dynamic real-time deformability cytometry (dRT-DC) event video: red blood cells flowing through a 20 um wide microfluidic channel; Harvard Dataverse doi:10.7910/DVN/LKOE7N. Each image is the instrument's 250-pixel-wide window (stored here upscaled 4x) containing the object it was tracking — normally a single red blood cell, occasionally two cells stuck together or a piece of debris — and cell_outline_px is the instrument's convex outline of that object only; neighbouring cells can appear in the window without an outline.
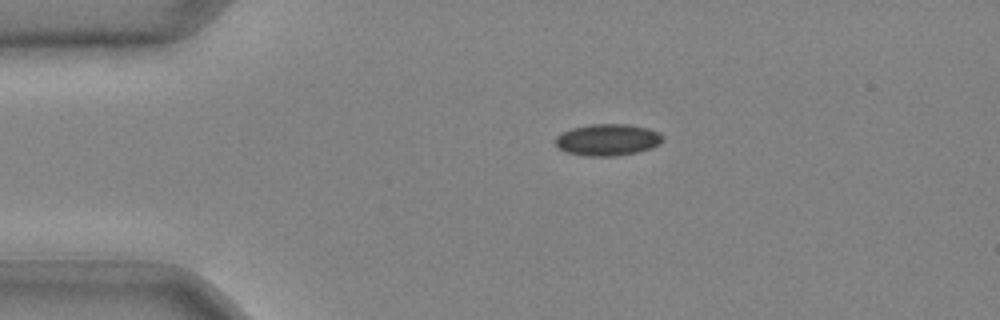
{"species": "common noctule bat (a hibernating species)", "species_latin": "Nyctalus noctula", "temperature_condition": "cold", "stored_images_in_passage": 33, "camera_frame_rate_fps": 3000, "um_per_image_px": 0.085, "animal": {"sex": "male", "body_mass_g": 20.4}, "frame": {"image": 1, "passage_image": 1, "time_ms": 0.0, "image_size_px": [1000, 320], "cell_outline_px": [[664, 140], [660, 144], [652, 148], [636, 152], [616, 156], [584, 156], [568, 152], [556, 148], [556, 136], [560, 132], [572, 128], [592, 124], [628, 124], [648, 128], [660, 132], [664, 136]], "centroid_in_image_um": [51.66, 11.88], "position_along_channel_um": 33.3, "area_um2": 20.06}}
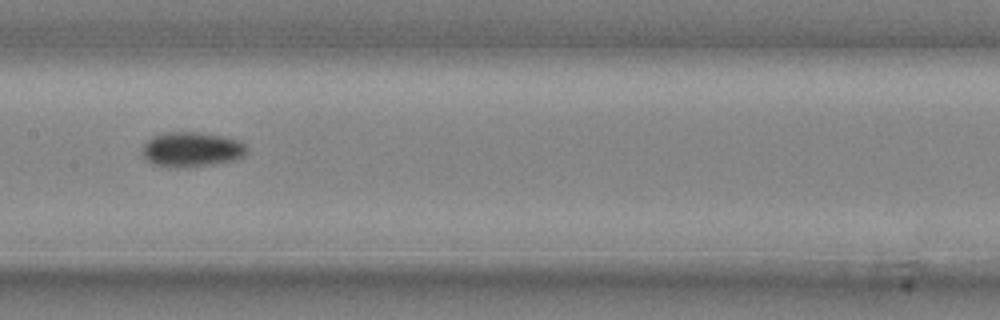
{"frame": {"image": 2, "passage_image": 14, "time_ms": 4.333, "image_size_px": [1000, 320], "cell_outline_px": [[248, 148], [244, 156], [232, 160], [212, 164], [176, 168], [156, 164], [148, 160], [144, 156], [144, 144], [152, 136], [168, 132], [196, 132], [220, 136], [240, 140]], "centroid_in_image_um": [16.32, 12.69], "position_along_channel_um": 191.1, "area_um2": 20.81}}
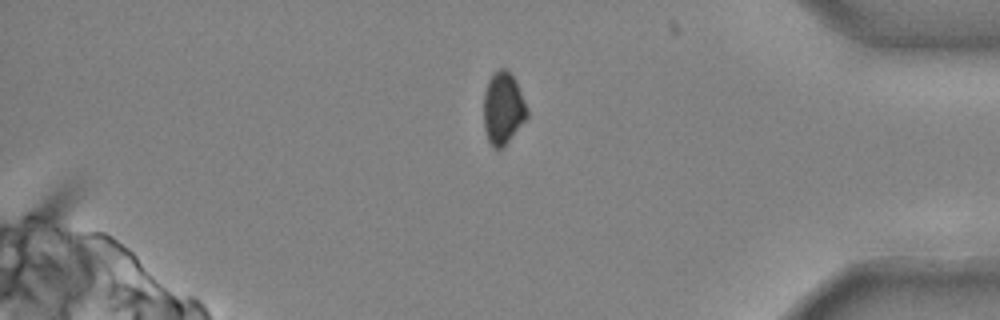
{"frame": {"image": 3, "passage_image": 29, "time_ms": 9.333, "image_size_px": [1000, 320], "cell_outline_px": [[528, 116], [508, 140], [500, 148], [492, 148], [488, 140], [484, 128], [484, 92], [488, 80], [492, 72], [500, 68], [504, 68], [516, 80], [524, 100], [528, 112]], "centroid_in_image_um": [42.74, 9.17], "position_along_channel_um": 392.5, "area_um2": 18.03}}